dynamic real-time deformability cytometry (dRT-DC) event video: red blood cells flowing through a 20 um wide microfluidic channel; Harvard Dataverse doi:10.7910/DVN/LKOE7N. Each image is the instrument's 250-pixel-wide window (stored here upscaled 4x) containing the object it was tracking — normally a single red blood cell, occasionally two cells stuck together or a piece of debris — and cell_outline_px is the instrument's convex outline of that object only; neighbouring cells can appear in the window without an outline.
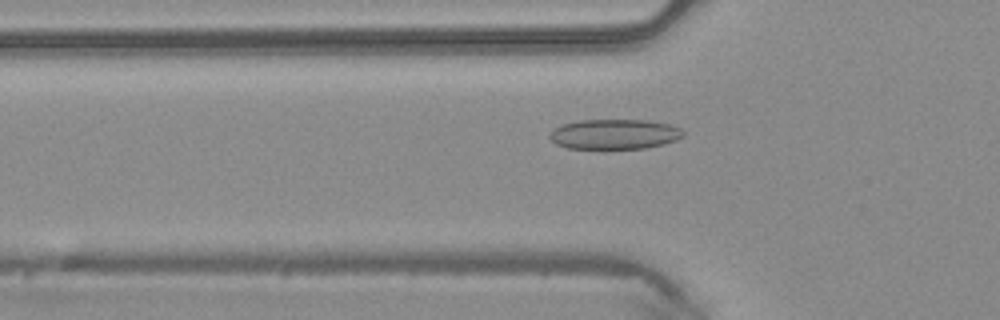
{"species": "common noctule bat (a hibernating species)", "species_latin": "Nyctalus noctula", "temperature_condition": "warm", "stored_images_in_passage": 46, "camera_frame_rate_fps": 3000, "um_per_image_px": 0.085, "animal": {"sex": "male", "body_mass_g": 20.4}, "frame": {"image": 1, "passage_image": 15, "time_ms": 4.667, "image_size_px": [1000, 320], "cell_outline_px": [[684, 136], [676, 140], [664, 144], [644, 148], [604, 152], [568, 148], [556, 144], [548, 136], [556, 128], [564, 124], [580, 120], [648, 120], [668, 124], [680, 128], [684, 132]], "centroid_in_image_um": [52.23, 11.46], "position_along_channel_um": 73.6, "area_um2": 24.22}}
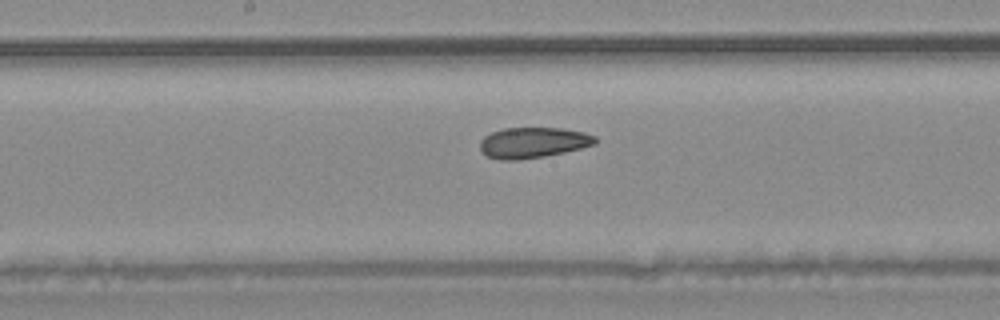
{"frame": {"image": 2, "passage_image": 24, "time_ms": 7.667, "image_size_px": [1000, 320], "cell_outline_px": [[596, 144], [564, 152], [544, 156], [516, 160], [500, 160], [484, 156], [480, 152], [480, 140], [484, 136], [492, 132], [504, 128], [564, 128], [584, 132], [596, 136]], "centroid_in_image_um": [45.27, 12.12], "position_along_channel_um": 202.9, "area_um2": 20.75}}
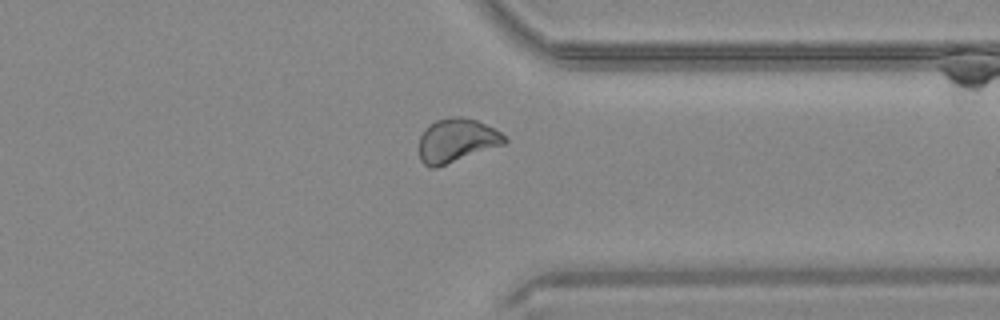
{"frame": {"image": 3, "passage_image": 36, "time_ms": 11.667, "image_size_px": [1000, 320], "cell_outline_px": [[508, 140], [504, 144], [436, 168], [428, 168], [420, 160], [420, 136], [428, 124], [436, 120], [452, 116], [460, 116], [476, 120], [500, 132]], "centroid_in_image_um": [38.78, 11.94], "position_along_channel_um": 372.6, "area_um2": 21.68}}